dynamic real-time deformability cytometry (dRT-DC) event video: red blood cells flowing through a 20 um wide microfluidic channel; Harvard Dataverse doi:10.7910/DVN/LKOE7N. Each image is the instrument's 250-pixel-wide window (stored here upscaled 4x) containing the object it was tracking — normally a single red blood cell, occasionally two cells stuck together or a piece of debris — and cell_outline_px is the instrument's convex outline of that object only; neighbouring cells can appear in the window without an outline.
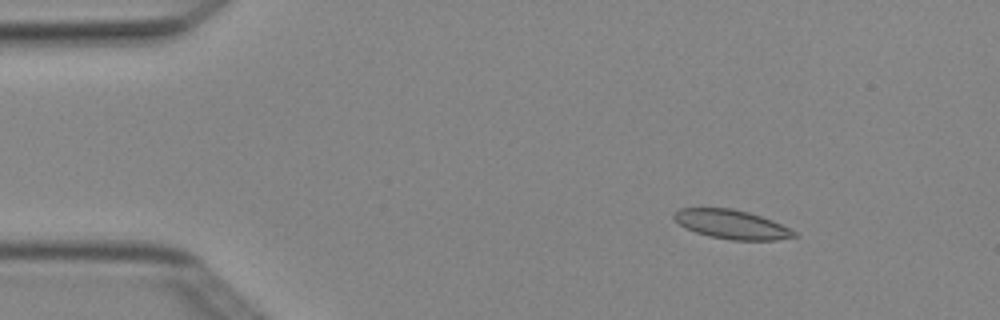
{"species": "Egyptian fruit bat (a non-hibernating species)", "species_latin": "Rousettus aegyptiacus", "temperature_condition": "cold", "stored_images_in_passage": 3, "camera_frame_rate_fps": 3000, "um_per_image_px": 0.085, "animal": {"sex": "female"}, "frame": {"image": 1, "passage_image": 1, "time_ms": 0.0, "image_size_px": [1000, 320], "cell_outline_px": [[796, 236], [776, 240], [732, 240], [708, 236], [696, 232], [680, 224], [672, 216], [680, 208], [732, 208], [748, 212], [772, 220], [796, 232]], "centroid_in_image_um": [62.19, 19.07], "position_along_channel_um": 22.8, "area_um2": 20.0}}
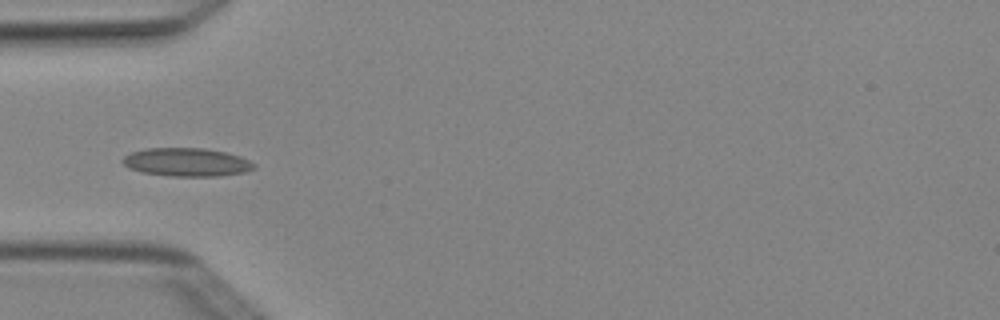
{"frame": {"image": 2, "passage_image": 3, "time_ms": 0.667, "image_size_px": [1000, 320], "cell_outline_px": [[256, 168], [244, 172], [220, 176], [172, 176], [140, 172], [128, 168], [120, 160], [124, 156], [132, 152], [144, 148], [204, 148], [224, 152], [240, 156], [256, 164]], "centroid_in_image_um": [15.85, 13.78], "position_along_channel_um": 69.2, "area_um2": 21.79}}